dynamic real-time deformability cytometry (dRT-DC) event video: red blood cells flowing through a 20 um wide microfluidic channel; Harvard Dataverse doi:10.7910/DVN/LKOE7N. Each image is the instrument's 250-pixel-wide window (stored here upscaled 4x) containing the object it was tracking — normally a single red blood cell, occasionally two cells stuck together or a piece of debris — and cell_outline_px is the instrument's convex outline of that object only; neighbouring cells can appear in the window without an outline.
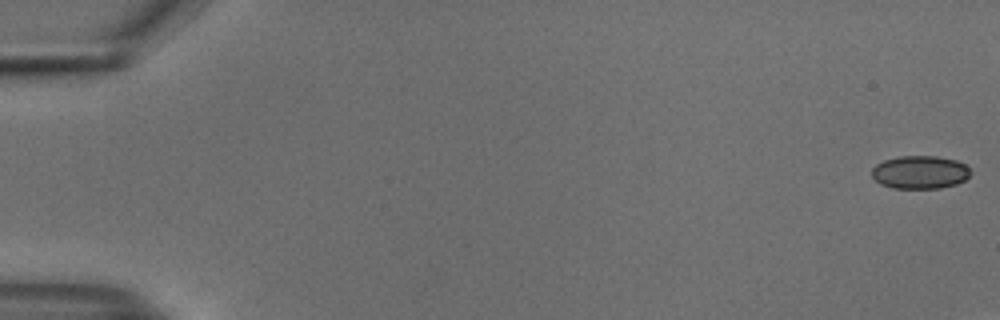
{"species": "common noctule bat (a hibernating species)", "species_latin": "Nyctalus noctula", "temperature_condition": "cold", "stored_images_in_passage": 8, "camera_frame_rate_fps": 3000, "um_per_image_px": 0.085, "animal": {"sex": "male", "body_mass_g": 18.8}, "frame": {"image": 1, "passage_image": 1, "time_ms": 0.0, "image_size_px": [1000, 320], "cell_outline_px": [[972, 172], [964, 180], [956, 184], [940, 188], [892, 188], [880, 184], [872, 176], [872, 168], [876, 164], [884, 160], [900, 156], [936, 156], [956, 160], [964, 164]], "centroid_in_image_um": [78.19, 14.64], "position_along_channel_um": 6.8, "area_um2": 19.02}}